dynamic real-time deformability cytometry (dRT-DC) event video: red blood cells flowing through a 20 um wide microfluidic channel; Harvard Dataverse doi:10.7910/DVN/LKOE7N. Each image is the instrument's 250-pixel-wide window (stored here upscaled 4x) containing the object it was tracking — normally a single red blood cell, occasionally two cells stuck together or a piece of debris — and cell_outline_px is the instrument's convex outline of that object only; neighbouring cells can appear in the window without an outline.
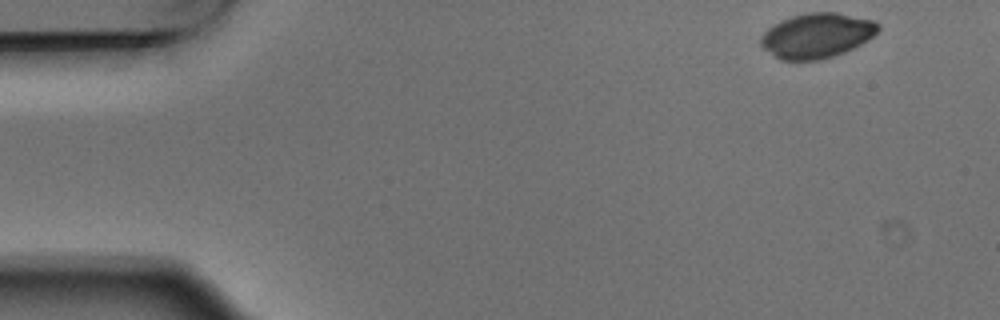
{"species": "Egyptian fruit bat (a non-hibernating species)", "species_latin": "Rousettus aegyptiacus", "temperature_condition": "warm", "stored_images_in_passage": 5, "camera_frame_rate_fps": 3000, "um_per_image_px": 0.085, "animal": {"sex": "male"}, "frame": {"image": 1, "passage_image": 1, "time_ms": 0.0, "image_size_px": [1000, 320], "cell_outline_px": [[880, 28], [868, 40], [844, 52], [820, 60], [780, 60], [764, 48], [760, 44], [760, 36], [772, 24], [792, 16], [808, 12], [836, 12], [876, 20], [880, 24]], "centroid_in_image_um": [69.43, 3.01], "position_along_channel_um": 15.6, "area_um2": 30.75}}